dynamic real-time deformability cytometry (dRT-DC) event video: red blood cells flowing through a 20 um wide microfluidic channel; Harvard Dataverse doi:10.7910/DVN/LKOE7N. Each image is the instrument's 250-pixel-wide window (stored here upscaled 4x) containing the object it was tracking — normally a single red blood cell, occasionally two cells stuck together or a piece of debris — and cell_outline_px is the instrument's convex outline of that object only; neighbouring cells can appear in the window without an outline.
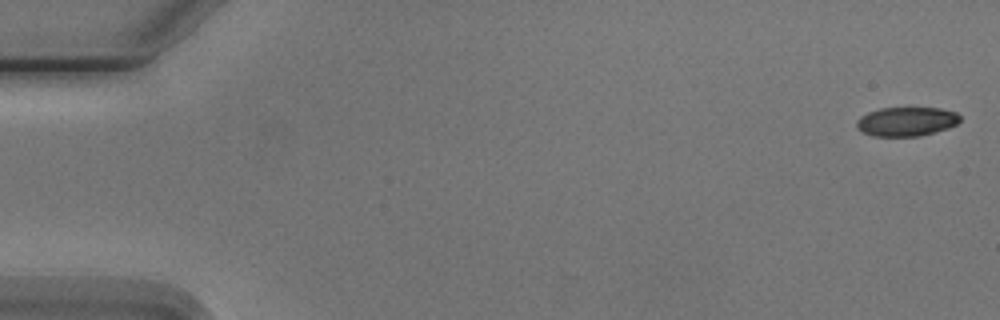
{"species": "Egyptian fruit bat (a non-hibernating species)", "species_latin": "Rousettus aegyptiacus", "temperature_condition": "cold", "stored_images_in_passage": 5, "camera_frame_rate_fps": 3000, "um_per_image_px": 0.085, "animal": {"sex": "male"}, "frame": {"image": 1, "passage_image": 1, "time_ms": 0.0, "image_size_px": [1000, 320], "cell_outline_px": [[960, 120], [956, 124], [948, 128], [936, 132], [920, 136], [872, 136], [860, 132], [856, 128], [856, 120], [860, 116], [868, 112], [880, 108], [940, 108], [956, 112], [960, 116]], "centroid_in_image_um": [77.01, 10.34], "position_along_channel_um": 8.0, "area_um2": 17.74}}
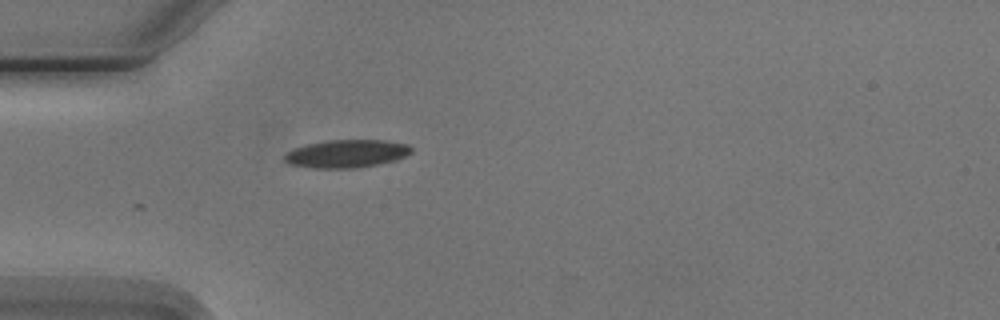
{"frame": {"image": 2, "passage_image": 5, "time_ms": 5.0, "image_size_px": [1000, 320], "cell_outline_px": [[412, 152], [396, 160], [376, 164], [352, 168], [312, 168], [288, 164], [284, 160], [284, 156], [292, 148], [308, 144], [328, 140], [384, 140], [408, 144], [412, 148]], "centroid_in_image_um": [29.44, 13.06], "position_along_channel_um": 55.6, "area_um2": 20.58}}